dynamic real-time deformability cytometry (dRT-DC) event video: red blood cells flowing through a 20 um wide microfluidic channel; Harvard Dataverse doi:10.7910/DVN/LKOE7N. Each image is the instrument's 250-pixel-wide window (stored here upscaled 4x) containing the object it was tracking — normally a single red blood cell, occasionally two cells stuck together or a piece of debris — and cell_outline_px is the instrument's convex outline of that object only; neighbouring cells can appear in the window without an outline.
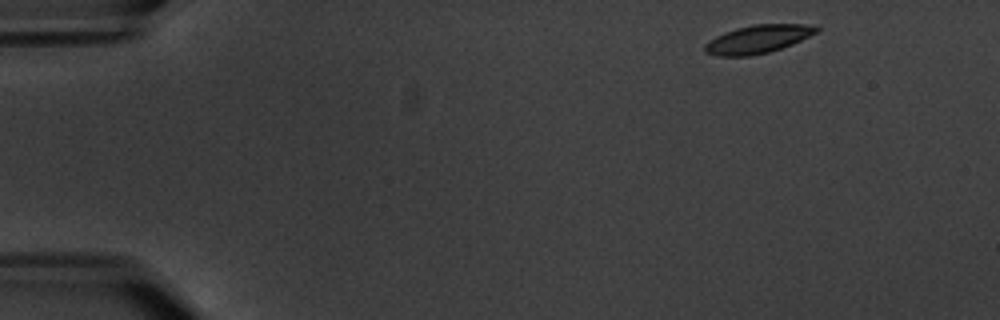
{"species": "common noctule bat (a hibernating species)", "species_latin": "Nyctalus noctula", "temperature_condition": "warm", "stored_images_in_passage": 14, "camera_frame_rate_fps": 3000, "um_per_image_px": 0.085, "animal": {"sex": "male", "body_mass_g": 20.1, "forearm_length_mm": 53.5}, "frame": {"image": 1, "passage_image": 1, "time_ms": 0.0, "image_size_px": [1000, 320], "cell_outline_px": [[820, 28], [816, 32], [792, 44], [768, 52], [748, 56], [720, 56], [704, 52], [704, 44], [716, 36], [724, 32], [736, 28], [752, 24], [808, 24]], "centroid_in_image_um": [64.38, 3.32], "position_along_channel_um": 20.6, "area_um2": 18.15}}
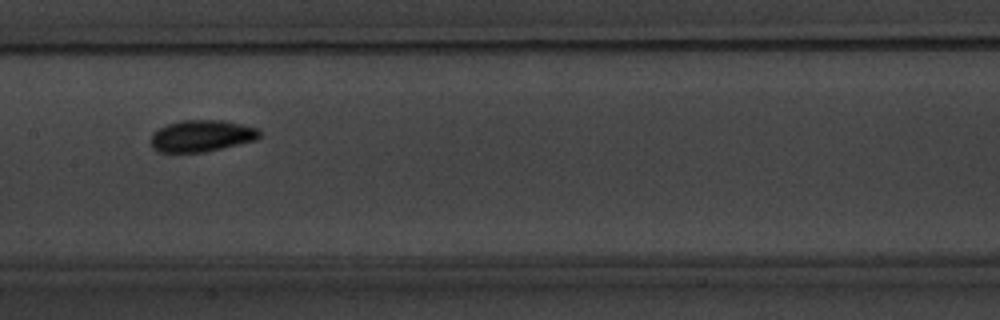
{"frame": {"image": 2, "passage_image": 7, "time_ms": 8.0, "image_size_px": [1000, 320], "cell_outline_px": [[260, 136], [256, 140], [204, 152], [156, 152], [152, 148], [152, 132], [168, 124], [180, 120], [224, 120], [260, 128]], "centroid_in_image_um": [17.15, 11.54], "position_along_channel_um": 190.3, "area_um2": 20.11}}
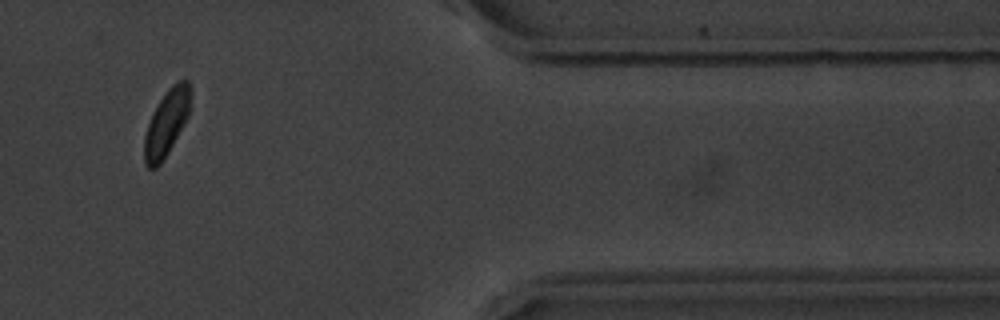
{"frame": {"image": 3, "passage_image": 13, "time_ms": 15.0, "image_size_px": [1000, 320], "cell_outline_px": [[192, 92], [188, 116], [168, 152], [160, 164], [156, 168], [148, 168], [144, 164], [144, 136], [152, 112], [168, 88], [176, 80], [188, 80], [192, 88]], "centroid_in_image_um": [14.16, 10.4], "position_along_channel_um": 397.2, "area_um2": 17.86}, "authors_computed_cell_mechanics": {"area_um2": 18.785, "velocity_mm_per_s": 3.3522, "shape_relaxation_time_tau1_ms": 1.9903, "shape_relaxation_time_tau2_ms": null, "deformation_change_tau1": 0.0765, "deformation_change_tau2": null}}